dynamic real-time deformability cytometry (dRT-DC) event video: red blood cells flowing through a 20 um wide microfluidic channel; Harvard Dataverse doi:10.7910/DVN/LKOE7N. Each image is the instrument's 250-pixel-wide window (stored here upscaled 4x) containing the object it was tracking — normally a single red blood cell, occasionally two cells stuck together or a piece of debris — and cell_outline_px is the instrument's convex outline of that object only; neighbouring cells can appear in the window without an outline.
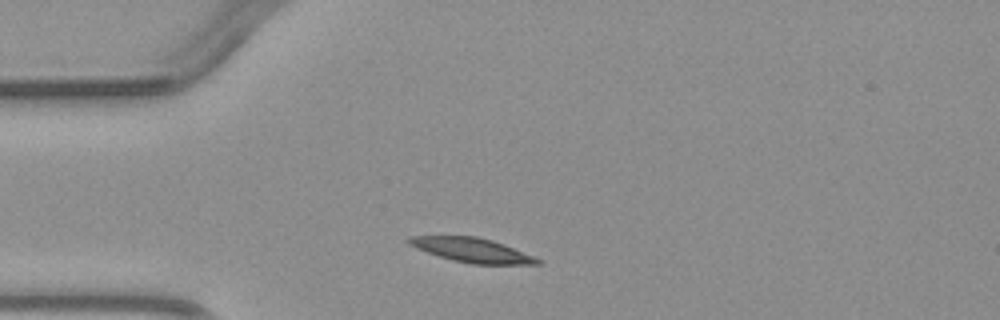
{"species": "common noctule bat (a hibernating species)", "species_latin": "Nyctalus noctula", "temperature_condition": "warm", "stored_images_in_passage": 3, "camera_frame_rate_fps": 3000, "um_per_image_px": 0.085, "animal": {"sex": "male", "body_mass_g": 23.1, "forearm_length_mm": 52.7}, "frame": {"image": 1, "passage_image": 1, "time_ms": 0.0, "image_size_px": [1000, 320], "cell_outline_px": [[540, 264], [472, 264], [452, 260], [416, 248], [408, 244], [404, 240], [408, 236], [476, 236], [492, 240], [504, 244], [532, 256], [540, 260]], "centroid_in_image_um": [40.05, 21.25], "position_along_channel_um": 44.9, "area_um2": 18.03}}
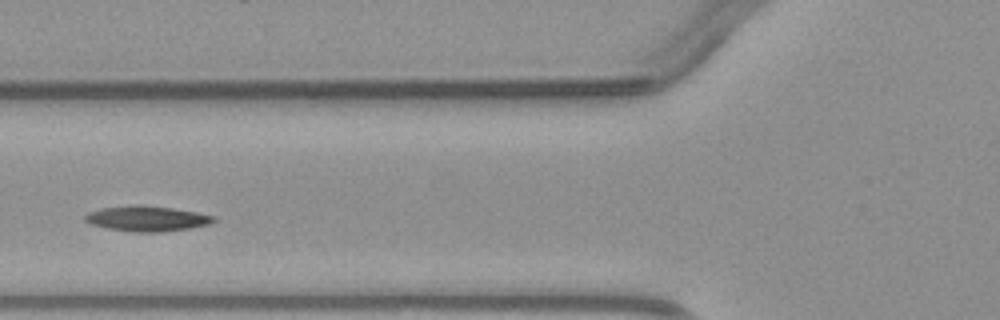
{"frame": {"image": 2, "passage_image": 3, "time_ms": 2.0, "image_size_px": [1000, 320], "cell_outline_px": [[216, 220], [208, 224], [188, 228], [160, 232], [136, 232], [108, 228], [92, 224], [84, 220], [84, 216], [88, 212], [100, 208], [132, 204], [140, 204], [172, 208], [196, 212], [216, 216]], "centroid_in_image_um": [12.47, 18.56], "position_along_channel_um": 113.3, "area_um2": 18.96}}